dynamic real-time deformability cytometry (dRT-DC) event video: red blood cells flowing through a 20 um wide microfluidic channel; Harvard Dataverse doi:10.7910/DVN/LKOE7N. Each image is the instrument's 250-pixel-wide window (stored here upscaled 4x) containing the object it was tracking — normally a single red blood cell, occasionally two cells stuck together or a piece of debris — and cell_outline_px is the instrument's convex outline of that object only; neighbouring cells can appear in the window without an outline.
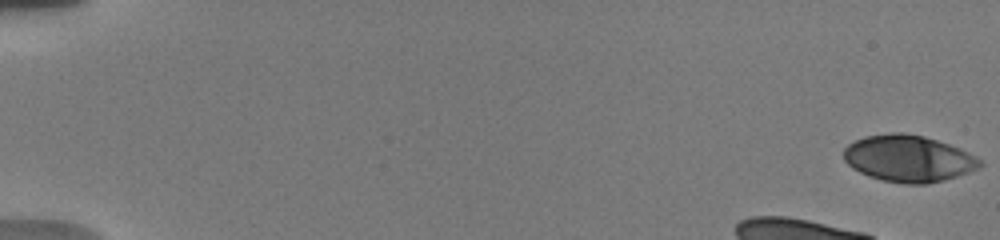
{"species": "human", "species_latin": "Homo sapiens", "temperature_condition": "warm", "stored_images_in_passage": 28, "camera_frame_rate_fps": 3000, "um_per_image_px": 0.085, "donor": {"sex": "male"}, "frame": {"image": 1, "passage_image": 1, "time_ms": 0.0, "image_size_px": [1000, 240], "cell_outline_px": [[984, 164], [980, 168], [944, 180], [928, 184], [904, 184], [880, 180], [868, 176], [852, 168], [844, 160], [844, 148], [848, 144], [864, 136], [892, 132], [904, 132], [924, 136], [960, 148], [976, 156]], "centroid_in_image_um": [77.21, 13.48], "position_along_channel_um": 7.8, "area_um2": 37.28}}